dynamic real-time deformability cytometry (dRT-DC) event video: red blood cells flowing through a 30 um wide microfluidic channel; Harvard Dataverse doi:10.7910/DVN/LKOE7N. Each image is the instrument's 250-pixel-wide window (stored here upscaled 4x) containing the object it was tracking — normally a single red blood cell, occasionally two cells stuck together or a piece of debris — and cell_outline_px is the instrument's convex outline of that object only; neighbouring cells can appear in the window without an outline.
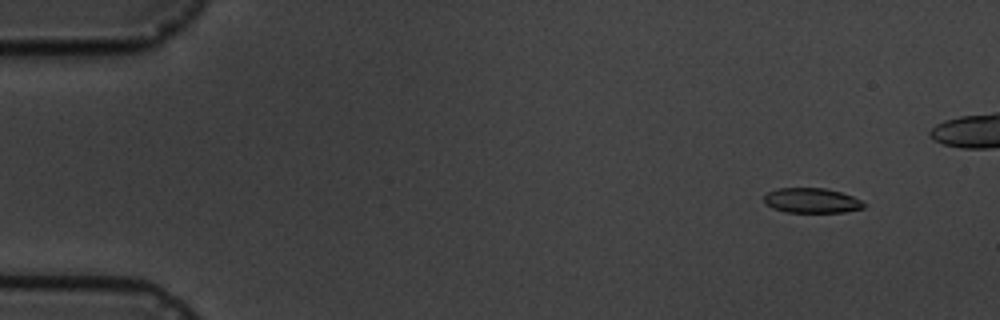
{"species": "common noctule bat (a hibernating species)", "species_latin": "Nyctalus noctula", "temperature_condition": "cold", "stored_images_in_passage": 10, "segment_of_instrument_passage": [1, 2], "camera_frame_rate_fps": 3000, "um_per_image_px": 0.085, "animal": {"sex": "male", "body_mass_g": 19.5, "forearm_length_mm": 54.6}, "frame": {"image": 1, "passage_image": 2, "time_ms": 1.0, "image_size_px": [1000, 320], "cell_outline_px": [[864, 208], [844, 212], [784, 212], [772, 208], [764, 204], [764, 196], [768, 192], [776, 188], [824, 188], [840, 192], [852, 196], [860, 200], [864, 204]], "centroid_in_image_um": [68.94, 17.05], "position_along_channel_um": 16.1, "area_um2": 14.51}}
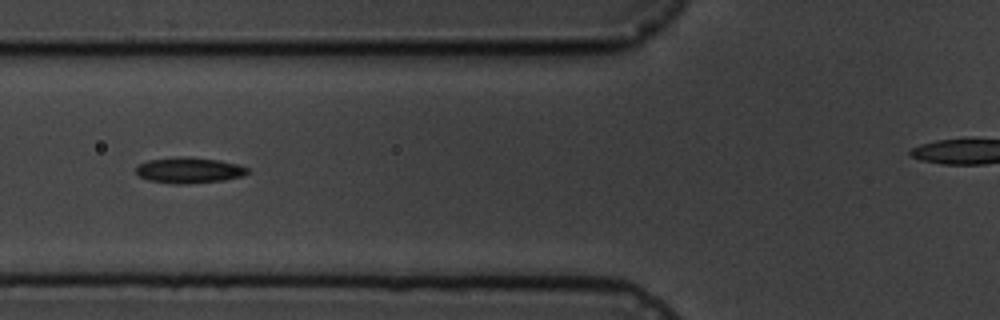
{"frame": {"image": 2, "passage_image": 7, "time_ms": 6.667, "image_size_px": [1000, 320], "cell_outline_px": [[248, 172], [244, 176], [224, 180], [188, 184], [172, 184], [148, 180], [140, 176], [136, 172], [136, 164], [148, 160], [180, 156], [188, 156], [220, 160], [236, 164], [248, 168]], "centroid_in_image_um": [16.05, 14.47], "position_along_channel_um": 109.8, "area_um2": 16.99}}
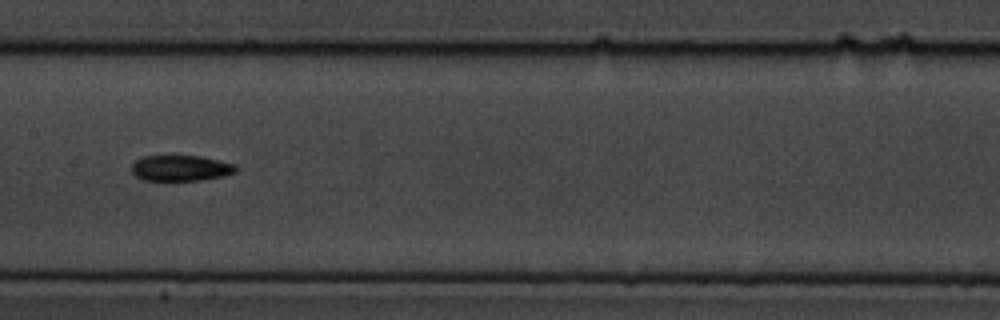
{"frame": {"image": 3, "passage_image": 9, "time_ms": 9.0, "image_size_px": [1000, 320], "cell_outline_px": [[236, 172], [224, 176], [200, 180], [144, 180], [136, 176], [132, 172], [132, 164], [136, 160], [144, 156], [200, 156], [232, 164], [236, 168]], "centroid_in_image_um": [15.33, 14.29], "position_along_channel_um": 192.1, "area_um2": 15.37}}